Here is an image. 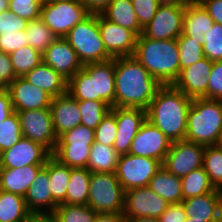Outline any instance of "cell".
I'll list each match as a JSON object with an SVG mask.
<instances>
[{
	"label": "cell",
	"mask_w": 222,
	"mask_h": 222,
	"mask_svg": "<svg viewBox=\"0 0 222 222\" xmlns=\"http://www.w3.org/2000/svg\"><path fill=\"white\" fill-rule=\"evenodd\" d=\"M161 86L133 56L115 58V107L146 110Z\"/></svg>",
	"instance_id": "obj_1"
},
{
	"label": "cell",
	"mask_w": 222,
	"mask_h": 222,
	"mask_svg": "<svg viewBox=\"0 0 222 222\" xmlns=\"http://www.w3.org/2000/svg\"><path fill=\"white\" fill-rule=\"evenodd\" d=\"M192 98L172 84L162 85L146 109V119L171 142L185 140L187 115Z\"/></svg>",
	"instance_id": "obj_2"
},
{
	"label": "cell",
	"mask_w": 222,
	"mask_h": 222,
	"mask_svg": "<svg viewBox=\"0 0 222 222\" xmlns=\"http://www.w3.org/2000/svg\"><path fill=\"white\" fill-rule=\"evenodd\" d=\"M67 93L78 101H104L115 107V58L84 64L68 80Z\"/></svg>",
	"instance_id": "obj_3"
},
{
	"label": "cell",
	"mask_w": 222,
	"mask_h": 222,
	"mask_svg": "<svg viewBox=\"0 0 222 222\" xmlns=\"http://www.w3.org/2000/svg\"><path fill=\"white\" fill-rule=\"evenodd\" d=\"M133 57L162 85L173 84L179 76L180 59L176 39L151 40L140 35Z\"/></svg>",
	"instance_id": "obj_4"
},
{
	"label": "cell",
	"mask_w": 222,
	"mask_h": 222,
	"mask_svg": "<svg viewBox=\"0 0 222 222\" xmlns=\"http://www.w3.org/2000/svg\"><path fill=\"white\" fill-rule=\"evenodd\" d=\"M222 136V100L194 98L187 115L185 140L218 145Z\"/></svg>",
	"instance_id": "obj_5"
},
{
	"label": "cell",
	"mask_w": 222,
	"mask_h": 222,
	"mask_svg": "<svg viewBox=\"0 0 222 222\" xmlns=\"http://www.w3.org/2000/svg\"><path fill=\"white\" fill-rule=\"evenodd\" d=\"M77 54L82 65L111 60L102 41L98 14H90L64 37Z\"/></svg>",
	"instance_id": "obj_6"
},
{
	"label": "cell",
	"mask_w": 222,
	"mask_h": 222,
	"mask_svg": "<svg viewBox=\"0 0 222 222\" xmlns=\"http://www.w3.org/2000/svg\"><path fill=\"white\" fill-rule=\"evenodd\" d=\"M87 205L96 213H122L124 189L115 173H91Z\"/></svg>",
	"instance_id": "obj_7"
},
{
	"label": "cell",
	"mask_w": 222,
	"mask_h": 222,
	"mask_svg": "<svg viewBox=\"0 0 222 222\" xmlns=\"http://www.w3.org/2000/svg\"><path fill=\"white\" fill-rule=\"evenodd\" d=\"M89 15L79 0H59L43 1L40 18L57 37H65Z\"/></svg>",
	"instance_id": "obj_8"
},
{
	"label": "cell",
	"mask_w": 222,
	"mask_h": 222,
	"mask_svg": "<svg viewBox=\"0 0 222 222\" xmlns=\"http://www.w3.org/2000/svg\"><path fill=\"white\" fill-rule=\"evenodd\" d=\"M161 167L162 163L157 159L127 153L120 155L115 174L124 191H127L148 186Z\"/></svg>",
	"instance_id": "obj_9"
},
{
	"label": "cell",
	"mask_w": 222,
	"mask_h": 222,
	"mask_svg": "<svg viewBox=\"0 0 222 222\" xmlns=\"http://www.w3.org/2000/svg\"><path fill=\"white\" fill-rule=\"evenodd\" d=\"M170 203L152 191L148 186L124 191V220L150 217L159 218Z\"/></svg>",
	"instance_id": "obj_10"
},
{
	"label": "cell",
	"mask_w": 222,
	"mask_h": 222,
	"mask_svg": "<svg viewBox=\"0 0 222 222\" xmlns=\"http://www.w3.org/2000/svg\"><path fill=\"white\" fill-rule=\"evenodd\" d=\"M205 146L187 140L172 142L162 163L171 174L182 178L191 171L203 167Z\"/></svg>",
	"instance_id": "obj_11"
},
{
	"label": "cell",
	"mask_w": 222,
	"mask_h": 222,
	"mask_svg": "<svg viewBox=\"0 0 222 222\" xmlns=\"http://www.w3.org/2000/svg\"><path fill=\"white\" fill-rule=\"evenodd\" d=\"M17 114L23 137L40 143L52 153L58 138L54 132L51 110H26Z\"/></svg>",
	"instance_id": "obj_12"
},
{
	"label": "cell",
	"mask_w": 222,
	"mask_h": 222,
	"mask_svg": "<svg viewBox=\"0 0 222 222\" xmlns=\"http://www.w3.org/2000/svg\"><path fill=\"white\" fill-rule=\"evenodd\" d=\"M186 6L160 5L141 36L151 40L177 39L183 33V16Z\"/></svg>",
	"instance_id": "obj_13"
},
{
	"label": "cell",
	"mask_w": 222,
	"mask_h": 222,
	"mask_svg": "<svg viewBox=\"0 0 222 222\" xmlns=\"http://www.w3.org/2000/svg\"><path fill=\"white\" fill-rule=\"evenodd\" d=\"M172 142L147 119L134 137L129 154L157 159L163 163Z\"/></svg>",
	"instance_id": "obj_14"
},
{
	"label": "cell",
	"mask_w": 222,
	"mask_h": 222,
	"mask_svg": "<svg viewBox=\"0 0 222 222\" xmlns=\"http://www.w3.org/2000/svg\"><path fill=\"white\" fill-rule=\"evenodd\" d=\"M52 153L40 143L23 137L13 147L0 153V168L45 165Z\"/></svg>",
	"instance_id": "obj_15"
},
{
	"label": "cell",
	"mask_w": 222,
	"mask_h": 222,
	"mask_svg": "<svg viewBox=\"0 0 222 222\" xmlns=\"http://www.w3.org/2000/svg\"><path fill=\"white\" fill-rule=\"evenodd\" d=\"M102 41L112 58L134 56L138 36L131 30L117 25L98 14Z\"/></svg>",
	"instance_id": "obj_16"
},
{
	"label": "cell",
	"mask_w": 222,
	"mask_h": 222,
	"mask_svg": "<svg viewBox=\"0 0 222 222\" xmlns=\"http://www.w3.org/2000/svg\"><path fill=\"white\" fill-rule=\"evenodd\" d=\"M117 135L113 147L119 155L129 153L131 143L146 121V110L141 108L115 107Z\"/></svg>",
	"instance_id": "obj_17"
},
{
	"label": "cell",
	"mask_w": 222,
	"mask_h": 222,
	"mask_svg": "<svg viewBox=\"0 0 222 222\" xmlns=\"http://www.w3.org/2000/svg\"><path fill=\"white\" fill-rule=\"evenodd\" d=\"M212 65L213 61L204 57L180 70L178 78L172 85L192 99L207 98L208 76L211 74Z\"/></svg>",
	"instance_id": "obj_18"
},
{
	"label": "cell",
	"mask_w": 222,
	"mask_h": 222,
	"mask_svg": "<svg viewBox=\"0 0 222 222\" xmlns=\"http://www.w3.org/2000/svg\"><path fill=\"white\" fill-rule=\"evenodd\" d=\"M11 104L15 112L26 110L50 109L52 96L46 91L17 77L8 87Z\"/></svg>",
	"instance_id": "obj_19"
},
{
	"label": "cell",
	"mask_w": 222,
	"mask_h": 222,
	"mask_svg": "<svg viewBox=\"0 0 222 222\" xmlns=\"http://www.w3.org/2000/svg\"><path fill=\"white\" fill-rule=\"evenodd\" d=\"M49 183L48 159L24 196L26 206L32 215L53 214L59 205L52 197Z\"/></svg>",
	"instance_id": "obj_20"
},
{
	"label": "cell",
	"mask_w": 222,
	"mask_h": 222,
	"mask_svg": "<svg viewBox=\"0 0 222 222\" xmlns=\"http://www.w3.org/2000/svg\"><path fill=\"white\" fill-rule=\"evenodd\" d=\"M42 62L69 80L83 68L76 52L64 37H58L43 53Z\"/></svg>",
	"instance_id": "obj_21"
},
{
	"label": "cell",
	"mask_w": 222,
	"mask_h": 222,
	"mask_svg": "<svg viewBox=\"0 0 222 222\" xmlns=\"http://www.w3.org/2000/svg\"><path fill=\"white\" fill-rule=\"evenodd\" d=\"M187 217L206 222H222V190L182 200Z\"/></svg>",
	"instance_id": "obj_22"
},
{
	"label": "cell",
	"mask_w": 222,
	"mask_h": 222,
	"mask_svg": "<svg viewBox=\"0 0 222 222\" xmlns=\"http://www.w3.org/2000/svg\"><path fill=\"white\" fill-rule=\"evenodd\" d=\"M50 110L57 138L64 132L81 124L78 100H75L68 93L52 98Z\"/></svg>",
	"instance_id": "obj_23"
},
{
	"label": "cell",
	"mask_w": 222,
	"mask_h": 222,
	"mask_svg": "<svg viewBox=\"0 0 222 222\" xmlns=\"http://www.w3.org/2000/svg\"><path fill=\"white\" fill-rule=\"evenodd\" d=\"M22 77L53 98L67 93L68 80L43 62Z\"/></svg>",
	"instance_id": "obj_24"
},
{
	"label": "cell",
	"mask_w": 222,
	"mask_h": 222,
	"mask_svg": "<svg viewBox=\"0 0 222 222\" xmlns=\"http://www.w3.org/2000/svg\"><path fill=\"white\" fill-rule=\"evenodd\" d=\"M44 165H27L21 168H0V190L25 196Z\"/></svg>",
	"instance_id": "obj_25"
},
{
	"label": "cell",
	"mask_w": 222,
	"mask_h": 222,
	"mask_svg": "<svg viewBox=\"0 0 222 222\" xmlns=\"http://www.w3.org/2000/svg\"><path fill=\"white\" fill-rule=\"evenodd\" d=\"M213 19L200 3L186 5L183 16V34L198 39L203 45L205 33L212 29Z\"/></svg>",
	"instance_id": "obj_26"
},
{
	"label": "cell",
	"mask_w": 222,
	"mask_h": 222,
	"mask_svg": "<svg viewBox=\"0 0 222 222\" xmlns=\"http://www.w3.org/2000/svg\"><path fill=\"white\" fill-rule=\"evenodd\" d=\"M105 19L133 31L138 37L143 28L138 22L131 0H112L100 13Z\"/></svg>",
	"instance_id": "obj_27"
},
{
	"label": "cell",
	"mask_w": 222,
	"mask_h": 222,
	"mask_svg": "<svg viewBox=\"0 0 222 222\" xmlns=\"http://www.w3.org/2000/svg\"><path fill=\"white\" fill-rule=\"evenodd\" d=\"M148 187L170 204L183 200L181 178L161 167L148 183Z\"/></svg>",
	"instance_id": "obj_28"
},
{
	"label": "cell",
	"mask_w": 222,
	"mask_h": 222,
	"mask_svg": "<svg viewBox=\"0 0 222 222\" xmlns=\"http://www.w3.org/2000/svg\"><path fill=\"white\" fill-rule=\"evenodd\" d=\"M31 216L23 196L0 190V222H29Z\"/></svg>",
	"instance_id": "obj_29"
},
{
	"label": "cell",
	"mask_w": 222,
	"mask_h": 222,
	"mask_svg": "<svg viewBox=\"0 0 222 222\" xmlns=\"http://www.w3.org/2000/svg\"><path fill=\"white\" fill-rule=\"evenodd\" d=\"M120 155L113 146L94 141L91 146L87 169L91 173H115Z\"/></svg>",
	"instance_id": "obj_30"
},
{
	"label": "cell",
	"mask_w": 222,
	"mask_h": 222,
	"mask_svg": "<svg viewBox=\"0 0 222 222\" xmlns=\"http://www.w3.org/2000/svg\"><path fill=\"white\" fill-rule=\"evenodd\" d=\"M90 176L87 168H71L66 198L61 204L87 205Z\"/></svg>",
	"instance_id": "obj_31"
},
{
	"label": "cell",
	"mask_w": 222,
	"mask_h": 222,
	"mask_svg": "<svg viewBox=\"0 0 222 222\" xmlns=\"http://www.w3.org/2000/svg\"><path fill=\"white\" fill-rule=\"evenodd\" d=\"M91 146L56 145L52 157L72 169L87 168Z\"/></svg>",
	"instance_id": "obj_32"
},
{
	"label": "cell",
	"mask_w": 222,
	"mask_h": 222,
	"mask_svg": "<svg viewBox=\"0 0 222 222\" xmlns=\"http://www.w3.org/2000/svg\"><path fill=\"white\" fill-rule=\"evenodd\" d=\"M71 168L59 163L52 156L49 158V186L53 199L61 204L67 193Z\"/></svg>",
	"instance_id": "obj_33"
},
{
	"label": "cell",
	"mask_w": 222,
	"mask_h": 222,
	"mask_svg": "<svg viewBox=\"0 0 222 222\" xmlns=\"http://www.w3.org/2000/svg\"><path fill=\"white\" fill-rule=\"evenodd\" d=\"M183 200L213 192L215 187L203 167L181 178Z\"/></svg>",
	"instance_id": "obj_34"
},
{
	"label": "cell",
	"mask_w": 222,
	"mask_h": 222,
	"mask_svg": "<svg viewBox=\"0 0 222 222\" xmlns=\"http://www.w3.org/2000/svg\"><path fill=\"white\" fill-rule=\"evenodd\" d=\"M26 36L28 45L41 54L58 38L41 18L28 21Z\"/></svg>",
	"instance_id": "obj_35"
},
{
	"label": "cell",
	"mask_w": 222,
	"mask_h": 222,
	"mask_svg": "<svg viewBox=\"0 0 222 222\" xmlns=\"http://www.w3.org/2000/svg\"><path fill=\"white\" fill-rule=\"evenodd\" d=\"M17 77L24 76L42 62V54L31 46H25L9 54Z\"/></svg>",
	"instance_id": "obj_36"
},
{
	"label": "cell",
	"mask_w": 222,
	"mask_h": 222,
	"mask_svg": "<svg viewBox=\"0 0 222 222\" xmlns=\"http://www.w3.org/2000/svg\"><path fill=\"white\" fill-rule=\"evenodd\" d=\"M203 168L215 189L222 190V149L218 145L205 146Z\"/></svg>",
	"instance_id": "obj_37"
},
{
	"label": "cell",
	"mask_w": 222,
	"mask_h": 222,
	"mask_svg": "<svg viewBox=\"0 0 222 222\" xmlns=\"http://www.w3.org/2000/svg\"><path fill=\"white\" fill-rule=\"evenodd\" d=\"M78 106L81 113V125L93 130L111 109L104 101L82 100L78 101Z\"/></svg>",
	"instance_id": "obj_38"
},
{
	"label": "cell",
	"mask_w": 222,
	"mask_h": 222,
	"mask_svg": "<svg viewBox=\"0 0 222 222\" xmlns=\"http://www.w3.org/2000/svg\"><path fill=\"white\" fill-rule=\"evenodd\" d=\"M96 213L88 205L59 204L53 216L58 222H93Z\"/></svg>",
	"instance_id": "obj_39"
},
{
	"label": "cell",
	"mask_w": 222,
	"mask_h": 222,
	"mask_svg": "<svg viewBox=\"0 0 222 222\" xmlns=\"http://www.w3.org/2000/svg\"><path fill=\"white\" fill-rule=\"evenodd\" d=\"M179 49L180 70L204 58L203 45L183 33L176 39Z\"/></svg>",
	"instance_id": "obj_40"
},
{
	"label": "cell",
	"mask_w": 222,
	"mask_h": 222,
	"mask_svg": "<svg viewBox=\"0 0 222 222\" xmlns=\"http://www.w3.org/2000/svg\"><path fill=\"white\" fill-rule=\"evenodd\" d=\"M23 138L17 112L0 122V153L13 147Z\"/></svg>",
	"instance_id": "obj_41"
},
{
	"label": "cell",
	"mask_w": 222,
	"mask_h": 222,
	"mask_svg": "<svg viewBox=\"0 0 222 222\" xmlns=\"http://www.w3.org/2000/svg\"><path fill=\"white\" fill-rule=\"evenodd\" d=\"M94 141L95 130L80 124L61 134L56 145L92 146Z\"/></svg>",
	"instance_id": "obj_42"
},
{
	"label": "cell",
	"mask_w": 222,
	"mask_h": 222,
	"mask_svg": "<svg viewBox=\"0 0 222 222\" xmlns=\"http://www.w3.org/2000/svg\"><path fill=\"white\" fill-rule=\"evenodd\" d=\"M204 57L211 61L222 60V25L214 23L212 29L205 33L203 41Z\"/></svg>",
	"instance_id": "obj_43"
},
{
	"label": "cell",
	"mask_w": 222,
	"mask_h": 222,
	"mask_svg": "<svg viewBox=\"0 0 222 222\" xmlns=\"http://www.w3.org/2000/svg\"><path fill=\"white\" fill-rule=\"evenodd\" d=\"M116 135L117 123L115 118V107H112L95 129V142L113 146Z\"/></svg>",
	"instance_id": "obj_44"
},
{
	"label": "cell",
	"mask_w": 222,
	"mask_h": 222,
	"mask_svg": "<svg viewBox=\"0 0 222 222\" xmlns=\"http://www.w3.org/2000/svg\"><path fill=\"white\" fill-rule=\"evenodd\" d=\"M43 0H10L9 11L27 20H35L41 17Z\"/></svg>",
	"instance_id": "obj_45"
},
{
	"label": "cell",
	"mask_w": 222,
	"mask_h": 222,
	"mask_svg": "<svg viewBox=\"0 0 222 222\" xmlns=\"http://www.w3.org/2000/svg\"><path fill=\"white\" fill-rule=\"evenodd\" d=\"M140 26L144 28L155 16L160 4L158 0H131Z\"/></svg>",
	"instance_id": "obj_46"
},
{
	"label": "cell",
	"mask_w": 222,
	"mask_h": 222,
	"mask_svg": "<svg viewBox=\"0 0 222 222\" xmlns=\"http://www.w3.org/2000/svg\"><path fill=\"white\" fill-rule=\"evenodd\" d=\"M28 46L26 30L16 33H4L0 35V51L10 54L18 49Z\"/></svg>",
	"instance_id": "obj_47"
},
{
	"label": "cell",
	"mask_w": 222,
	"mask_h": 222,
	"mask_svg": "<svg viewBox=\"0 0 222 222\" xmlns=\"http://www.w3.org/2000/svg\"><path fill=\"white\" fill-rule=\"evenodd\" d=\"M208 78L207 99L222 100V60L213 61Z\"/></svg>",
	"instance_id": "obj_48"
},
{
	"label": "cell",
	"mask_w": 222,
	"mask_h": 222,
	"mask_svg": "<svg viewBox=\"0 0 222 222\" xmlns=\"http://www.w3.org/2000/svg\"><path fill=\"white\" fill-rule=\"evenodd\" d=\"M28 21L9 10L0 13V35L26 30Z\"/></svg>",
	"instance_id": "obj_49"
},
{
	"label": "cell",
	"mask_w": 222,
	"mask_h": 222,
	"mask_svg": "<svg viewBox=\"0 0 222 222\" xmlns=\"http://www.w3.org/2000/svg\"><path fill=\"white\" fill-rule=\"evenodd\" d=\"M16 78L9 54L0 51V88H7Z\"/></svg>",
	"instance_id": "obj_50"
},
{
	"label": "cell",
	"mask_w": 222,
	"mask_h": 222,
	"mask_svg": "<svg viewBox=\"0 0 222 222\" xmlns=\"http://www.w3.org/2000/svg\"><path fill=\"white\" fill-rule=\"evenodd\" d=\"M186 214L182 203L169 204L166 211L158 218L159 222H185Z\"/></svg>",
	"instance_id": "obj_51"
},
{
	"label": "cell",
	"mask_w": 222,
	"mask_h": 222,
	"mask_svg": "<svg viewBox=\"0 0 222 222\" xmlns=\"http://www.w3.org/2000/svg\"><path fill=\"white\" fill-rule=\"evenodd\" d=\"M200 4L215 23L222 25V0H202Z\"/></svg>",
	"instance_id": "obj_52"
},
{
	"label": "cell",
	"mask_w": 222,
	"mask_h": 222,
	"mask_svg": "<svg viewBox=\"0 0 222 222\" xmlns=\"http://www.w3.org/2000/svg\"><path fill=\"white\" fill-rule=\"evenodd\" d=\"M14 112L11 97L7 88H0V122Z\"/></svg>",
	"instance_id": "obj_53"
},
{
	"label": "cell",
	"mask_w": 222,
	"mask_h": 222,
	"mask_svg": "<svg viewBox=\"0 0 222 222\" xmlns=\"http://www.w3.org/2000/svg\"><path fill=\"white\" fill-rule=\"evenodd\" d=\"M90 14H100L112 0H79Z\"/></svg>",
	"instance_id": "obj_54"
},
{
	"label": "cell",
	"mask_w": 222,
	"mask_h": 222,
	"mask_svg": "<svg viewBox=\"0 0 222 222\" xmlns=\"http://www.w3.org/2000/svg\"><path fill=\"white\" fill-rule=\"evenodd\" d=\"M93 222H125L122 213H98Z\"/></svg>",
	"instance_id": "obj_55"
},
{
	"label": "cell",
	"mask_w": 222,
	"mask_h": 222,
	"mask_svg": "<svg viewBox=\"0 0 222 222\" xmlns=\"http://www.w3.org/2000/svg\"><path fill=\"white\" fill-rule=\"evenodd\" d=\"M29 222H58L53 214L32 215Z\"/></svg>",
	"instance_id": "obj_56"
},
{
	"label": "cell",
	"mask_w": 222,
	"mask_h": 222,
	"mask_svg": "<svg viewBox=\"0 0 222 222\" xmlns=\"http://www.w3.org/2000/svg\"><path fill=\"white\" fill-rule=\"evenodd\" d=\"M160 5L186 6L191 4L190 0H158Z\"/></svg>",
	"instance_id": "obj_57"
},
{
	"label": "cell",
	"mask_w": 222,
	"mask_h": 222,
	"mask_svg": "<svg viewBox=\"0 0 222 222\" xmlns=\"http://www.w3.org/2000/svg\"><path fill=\"white\" fill-rule=\"evenodd\" d=\"M125 222H159L158 218H150V217H138L127 219Z\"/></svg>",
	"instance_id": "obj_58"
},
{
	"label": "cell",
	"mask_w": 222,
	"mask_h": 222,
	"mask_svg": "<svg viewBox=\"0 0 222 222\" xmlns=\"http://www.w3.org/2000/svg\"><path fill=\"white\" fill-rule=\"evenodd\" d=\"M10 0H0V13L9 10Z\"/></svg>",
	"instance_id": "obj_59"
},
{
	"label": "cell",
	"mask_w": 222,
	"mask_h": 222,
	"mask_svg": "<svg viewBox=\"0 0 222 222\" xmlns=\"http://www.w3.org/2000/svg\"><path fill=\"white\" fill-rule=\"evenodd\" d=\"M185 222H206V221H204V219H191L190 217H187Z\"/></svg>",
	"instance_id": "obj_60"
},
{
	"label": "cell",
	"mask_w": 222,
	"mask_h": 222,
	"mask_svg": "<svg viewBox=\"0 0 222 222\" xmlns=\"http://www.w3.org/2000/svg\"><path fill=\"white\" fill-rule=\"evenodd\" d=\"M218 146L222 149V136L220 137V141L218 143Z\"/></svg>",
	"instance_id": "obj_61"
},
{
	"label": "cell",
	"mask_w": 222,
	"mask_h": 222,
	"mask_svg": "<svg viewBox=\"0 0 222 222\" xmlns=\"http://www.w3.org/2000/svg\"><path fill=\"white\" fill-rule=\"evenodd\" d=\"M192 3H200L202 0H190Z\"/></svg>",
	"instance_id": "obj_62"
},
{
	"label": "cell",
	"mask_w": 222,
	"mask_h": 222,
	"mask_svg": "<svg viewBox=\"0 0 222 222\" xmlns=\"http://www.w3.org/2000/svg\"><path fill=\"white\" fill-rule=\"evenodd\" d=\"M43 1H59V0H43Z\"/></svg>",
	"instance_id": "obj_63"
}]
</instances>
